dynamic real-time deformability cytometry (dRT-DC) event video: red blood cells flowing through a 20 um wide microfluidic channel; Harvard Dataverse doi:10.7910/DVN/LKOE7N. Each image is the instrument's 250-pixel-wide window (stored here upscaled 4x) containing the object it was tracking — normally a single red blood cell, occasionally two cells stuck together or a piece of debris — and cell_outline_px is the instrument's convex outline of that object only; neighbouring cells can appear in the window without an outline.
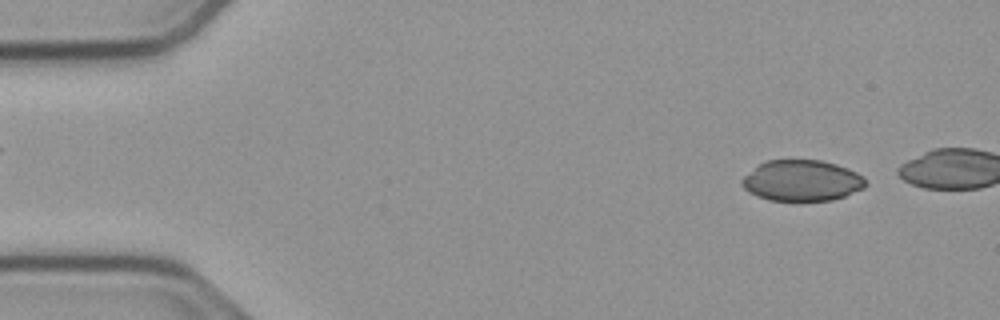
{"species": "common noctule bat (a hibernating species)", "species_latin": "Nyctalus noctula", "temperature_condition": "cold", "stored_images_in_passage": 12, "camera_frame_rate_fps": 3000, "um_per_image_px": 0.085, "animal": {"sex": "male", "body_mass_g": 23.1, "forearm_length_mm": 52.7}, "frame": {"image": 1, "passage_image": 4, "time_ms": 1.0, "image_size_px": [1000, 320], "cell_outline_px": [[868, 184], [864, 188], [844, 196], [832, 200], [800, 204], [768, 200], [756, 196], [748, 192], [740, 184], [740, 180], [744, 176], [760, 164], [768, 160], [820, 160], [836, 164], [848, 168], [864, 176]], "centroid_in_image_um": [68.16, 15.4], "position_along_channel_um": 16.8, "area_um2": 30.46}}